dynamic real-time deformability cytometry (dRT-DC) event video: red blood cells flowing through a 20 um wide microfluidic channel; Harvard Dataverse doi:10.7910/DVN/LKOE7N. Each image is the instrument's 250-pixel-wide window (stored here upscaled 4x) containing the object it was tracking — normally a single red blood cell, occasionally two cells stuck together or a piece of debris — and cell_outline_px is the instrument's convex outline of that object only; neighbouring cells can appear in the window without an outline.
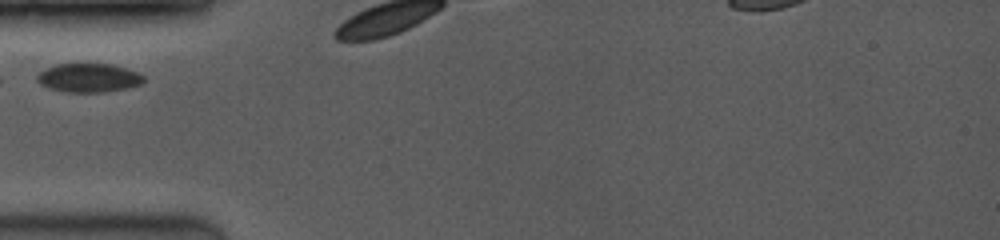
{"species": "common noctule bat (a hibernating species)", "species_latin": "Nyctalus noctula", "temperature_condition": "room temperature", "stored_images_in_passage": 4, "camera_frame_rate_fps": 3500, "um_per_image_px": 0.085, "animal": {"sex": "female", "body_mass_g": 19.0, "forearm_length_mm": 53.3}, "frame": {"image": 1, "passage_image": 1, "time_ms": 0.0, "image_size_px": [1000, 240], "cell_outline_px": [[144, 80], [140, 84], [124, 88], [104, 92], [64, 92], [48, 88], [40, 84], [36, 80], [36, 76], [44, 68], [56, 64], [112, 64], [140, 72], [144, 76]], "centroid_in_image_um": [7.51, 6.61], "position_along_channel_um": 77.5, "area_um2": 17.98}}